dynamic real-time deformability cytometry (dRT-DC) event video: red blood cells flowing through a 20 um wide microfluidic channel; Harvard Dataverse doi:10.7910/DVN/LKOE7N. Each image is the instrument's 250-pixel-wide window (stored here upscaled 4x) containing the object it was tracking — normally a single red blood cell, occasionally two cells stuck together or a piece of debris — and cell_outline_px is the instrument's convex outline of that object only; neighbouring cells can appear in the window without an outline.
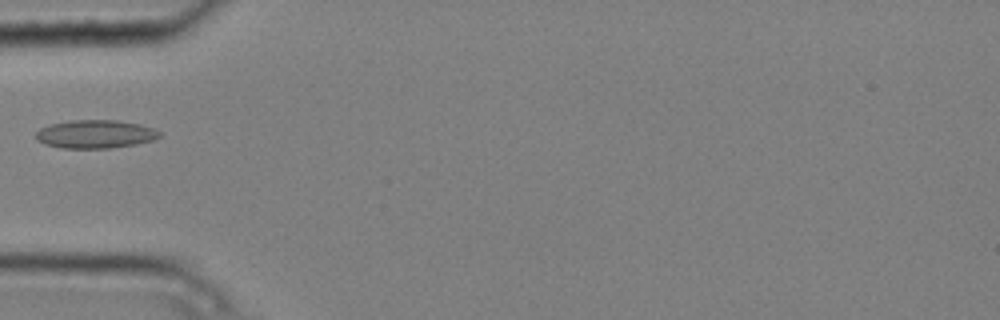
{"species": "common noctule bat (a hibernating species)", "species_latin": "Nyctalus noctula", "temperature_condition": "cold", "stored_images_in_passage": 6, "camera_frame_rate_fps": 3000, "um_per_image_px": 0.085, "animal": {"sex": "male", "body_mass_g": 20.4}, "frame": {"image": 1, "passage_image": 5, "time_ms": 1.333, "image_size_px": [1000, 320], "cell_outline_px": [[160, 136], [152, 140], [136, 144], [108, 148], [60, 148], [44, 144], [36, 140], [36, 132], [40, 128], [52, 124], [72, 120], [116, 120], [140, 124], [152, 128], [160, 132]], "centroid_in_image_um": [8.07, 11.4], "position_along_channel_um": 76.9, "area_um2": 20.29}}
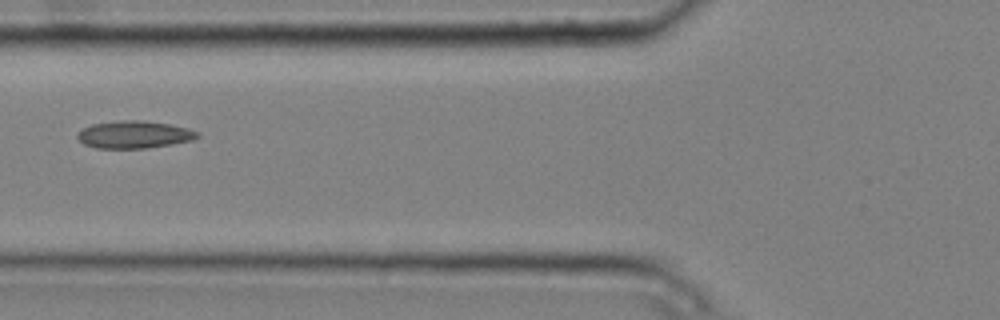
{"frame": {"image": 2, "passage_image": 6, "time_ms": 1.667, "image_size_px": [1000, 320], "cell_outline_px": [[200, 136], [192, 140], [172, 144], [144, 148], [96, 148], [84, 144], [76, 136], [84, 128], [92, 124], [120, 120], [140, 120], [168, 124], [188, 128], [200, 132]], "centroid_in_image_um": [11.43, 11.44], "position_along_channel_um": 114.4, "area_um2": 19.02}}